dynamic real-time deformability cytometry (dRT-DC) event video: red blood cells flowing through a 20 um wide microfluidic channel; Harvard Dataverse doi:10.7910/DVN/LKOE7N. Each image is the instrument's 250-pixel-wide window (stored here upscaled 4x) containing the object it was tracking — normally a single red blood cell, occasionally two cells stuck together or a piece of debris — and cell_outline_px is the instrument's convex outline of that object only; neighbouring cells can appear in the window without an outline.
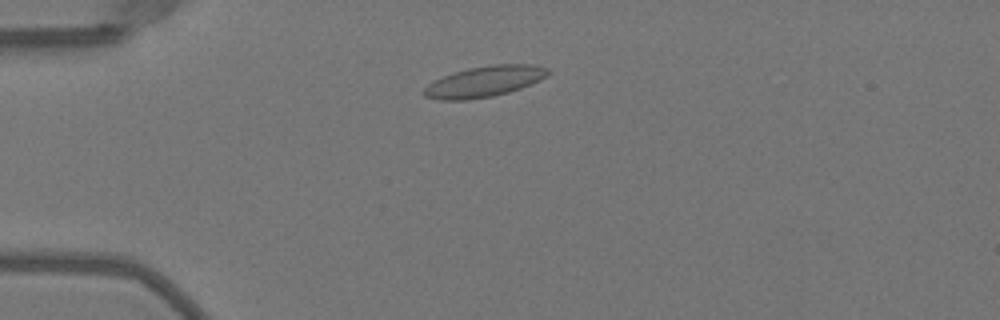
{"species": "Egyptian fruit bat (a non-hibernating species)", "species_latin": "Rousettus aegyptiacus", "temperature_condition": "warm", "stored_images_in_passage": 41, "camera_frame_rate_fps": 3000, "um_per_image_px": 0.085, "animal": {"sex": "female"}, "frame": {"image": 1, "passage_image": 3, "time_ms": 0.667, "image_size_px": [1000, 320], "cell_outline_px": [[552, 72], [548, 76], [540, 80], [520, 88], [508, 92], [492, 96], [468, 100], [440, 100], [424, 96], [420, 92], [428, 84], [444, 76], [468, 68], [492, 64], [532, 64], [548, 68]], "centroid_in_image_um": [41.19, 6.93], "position_along_channel_um": 43.8, "area_um2": 22.31}}
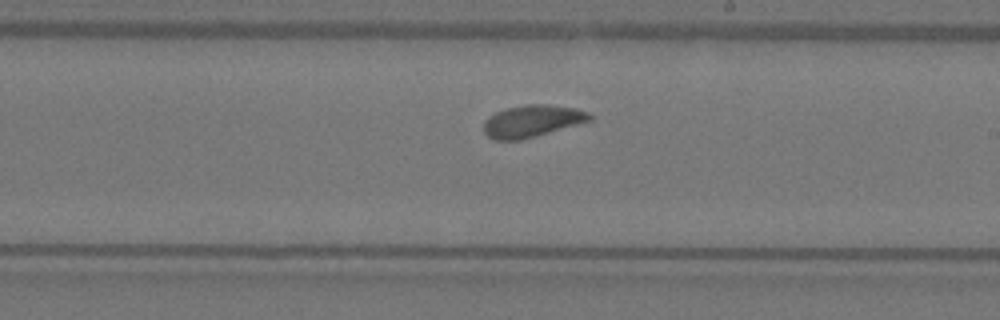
{"frame": {"image": 2, "passage_image": 20, "time_ms": 6.333, "image_size_px": [1000, 320], "cell_outline_px": [[592, 120], [536, 136], [520, 140], [492, 140], [484, 132], [484, 120], [488, 116], [496, 112], [508, 108], [524, 104], [548, 104], [576, 108], [588, 112], [592, 116]], "centroid_in_image_um": [45.21, 10.29], "position_along_channel_um": 243.8, "area_um2": 19.83}}
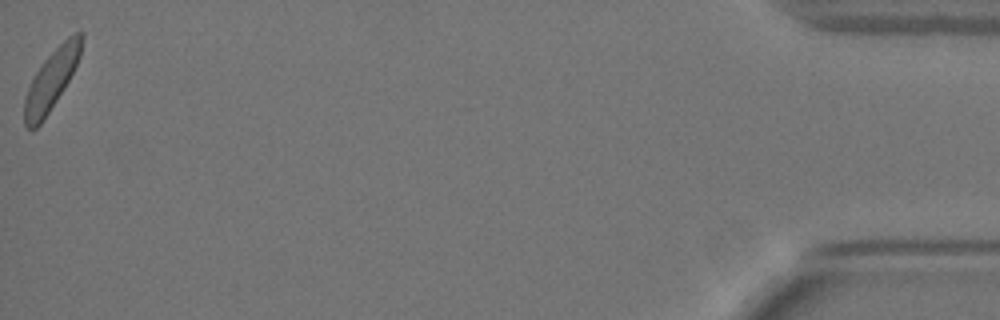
{"frame": {"image": 3, "passage_image": 41, "time_ms": 13.333, "image_size_px": [1000, 320], "cell_outline_px": [[84, 36], [80, 56], [64, 88], [40, 124], [32, 132], [24, 124], [24, 100], [28, 88], [36, 72], [44, 60], [68, 36], [76, 32], [84, 32]], "centroid_in_image_um": [4.36, 6.79], "position_along_channel_um": 430.8, "area_um2": 19.54}, "authors_computed_cell_mechanics": {"area_um2": 19.941, "velocity_mm_per_s": 3.9905, "shape_relaxation_time_tau1_ms": 3.2628, "shape_relaxation_time_tau2_ms": 8.3595, "deformation_change_tau1": 0.087, "deformation_change_tau2": 0.1113}}